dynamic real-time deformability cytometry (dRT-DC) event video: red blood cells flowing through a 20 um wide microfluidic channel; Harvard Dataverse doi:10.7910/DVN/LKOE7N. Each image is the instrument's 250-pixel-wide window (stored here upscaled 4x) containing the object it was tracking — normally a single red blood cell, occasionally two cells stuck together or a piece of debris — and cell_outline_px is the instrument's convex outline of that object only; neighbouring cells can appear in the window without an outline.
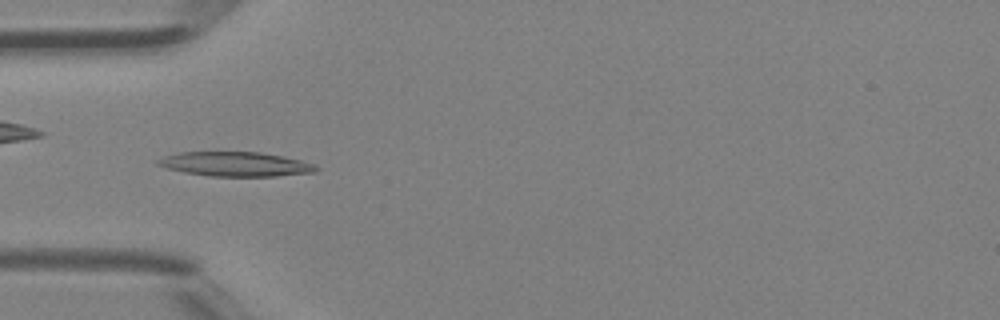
{"species": "Egyptian fruit bat (a non-hibernating species)", "species_latin": "Rousettus aegyptiacus", "temperature_condition": "room temperature", "stored_images_in_passage": 5, "camera_frame_rate_fps": 3000, "um_per_image_px": 0.085, "animal": {"sex": "female"}, "frame": {"image": 1, "passage_image": 5, "time_ms": 1.333, "image_size_px": [1000, 320], "cell_outline_px": [[320, 168], [316, 172], [276, 176], [208, 176], [184, 172], [168, 168], [156, 164], [156, 160], [164, 156], [180, 152], [260, 152], [284, 156], [316, 164]], "centroid_in_image_um": [20.05, 13.95], "position_along_channel_um": 64.9, "area_um2": 22.6}}